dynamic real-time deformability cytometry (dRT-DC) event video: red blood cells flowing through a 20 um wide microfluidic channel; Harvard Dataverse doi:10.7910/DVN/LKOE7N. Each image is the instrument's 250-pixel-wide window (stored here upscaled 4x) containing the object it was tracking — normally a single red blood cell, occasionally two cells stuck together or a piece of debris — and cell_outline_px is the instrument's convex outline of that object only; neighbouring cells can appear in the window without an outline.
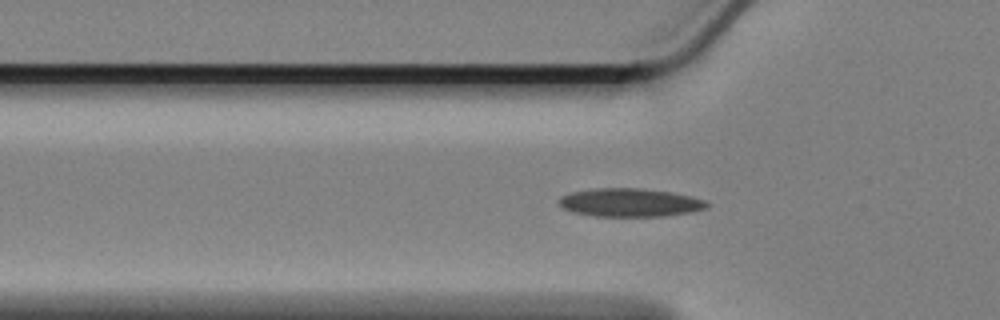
{"species": "Egyptian fruit bat (a non-hibernating species)", "species_latin": "Rousettus aegyptiacus", "temperature_condition": "cold", "stored_images_in_passage": 42, "camera_frame_rate_fps": 3000, "um_per_image_px": 0.085, "animal": {"sex": "female"}, "frame": {"image": 1, "passage_image": 2, "time_ms": 0.333, "image_size_px": [1000, 320], "cell_outline_px": [[712, 204], [708, 208], [692, 212], [664, 216], [592, 216], [572, 212], [560, 208], [556, 200], [560, 196], [572, 192], [592, 188], [640, 188], [672, 192], [692, 196], [708, 200]], "centroid_in_image_um": [53.55, 17.21], "position_along_channel_um": 72.2, "area_um2": 25.03}}
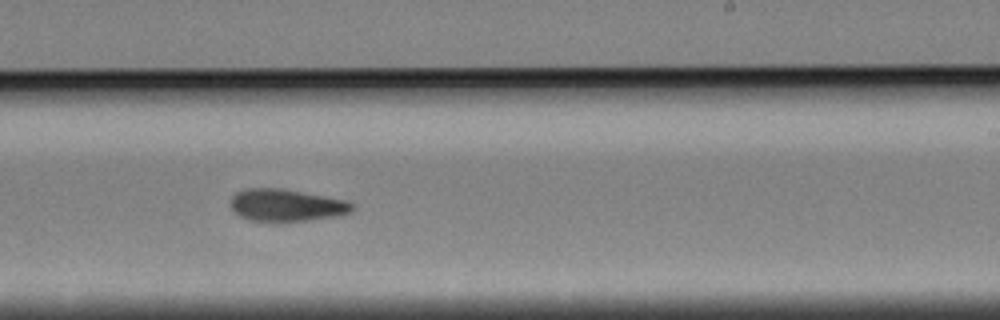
{"frame": {"image": 2, "passage_image": 19, "time_ms": 6.0, "image_size_px": [1000, 320], "cell_outline_px": [[356, 208], [352, 212], [340, 216], [308, 220], [248, 220], [240, 216], [232, 208], [232, 196], [236, 192], [244, 188], [280, 188], [344, 200], [356, 204]], "centroid_in_image_um": [24.39, 17.43], "position_along_channel_um": 264.6, "area_um2": 22.54}}
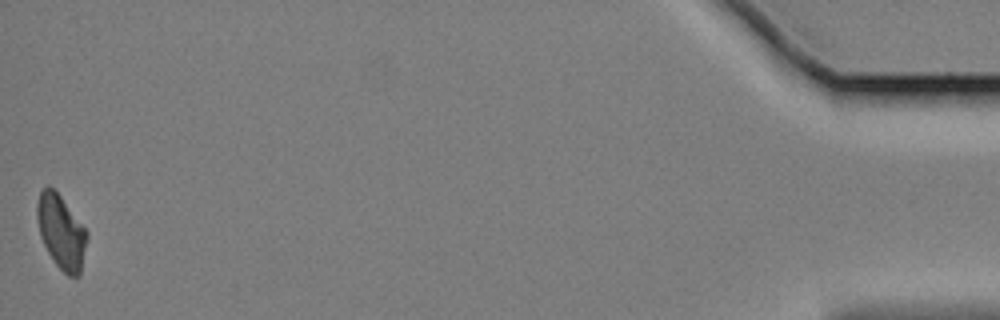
{"frame": {"image": 3, "passage_image": 42, "time_ms": 13.667, "image_size_px": [1000, 320], "cell_outline_px": [[88, 236], [80, 276], [68, 276], [56, 264], [48, 252], [40, 236], [36, 216], [36, 204], [40, 192], [48, 184], [60, 196], [88, 232]], "centroid_in_image_um": [5.2, 19.72], "position_along_channel_um": 430.0, "area_um2": 21.33}, "authors_computed_cell_mechanics": {"area_um2": 22.8021, "velocity_mm_per_s": 3.3795, "shape_relaxation_time_tau1_ms": 9.3548, "shape_relaxation_time_tau2_ms": 6.534, "deformation_change_tau1": 0.1799, "deformation_change_tau2": 0.1169}}